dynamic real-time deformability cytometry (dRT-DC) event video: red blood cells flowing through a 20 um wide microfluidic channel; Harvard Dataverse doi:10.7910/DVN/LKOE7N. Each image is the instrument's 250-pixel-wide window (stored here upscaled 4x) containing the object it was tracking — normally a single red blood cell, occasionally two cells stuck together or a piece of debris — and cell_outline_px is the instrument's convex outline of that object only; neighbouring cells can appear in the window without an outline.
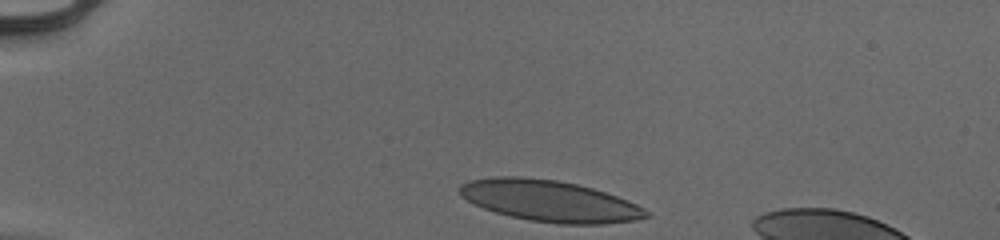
{"species": "human", "species_latin": "Homo sapiens", "temperature_condition": "cold", "stored_images_in_passage": 23, "camera_frame_rate_fps": 3000, "um_per_image_px": 0.085, "donor": {"sex": "male"}, "frame": {"image": 1, "passage_image": 1, "time_ms": 0.0, "image_size_px": [1000, 240], "cell_outline_px": [[652, 216], [636, 220], [604, 224], [556, 224], [528, 220], [496, 212], [484, 208], [460, 196], [460, 184], [472, 180], [492, 176], [520, 176], [556, 180], [576, 184], [592, 188], [628, 200], [652, 212]], "centroid_in_image_um": [46.76, 17.08], "position_along_channel_um": 38.2, "area_um2": 44.91}}
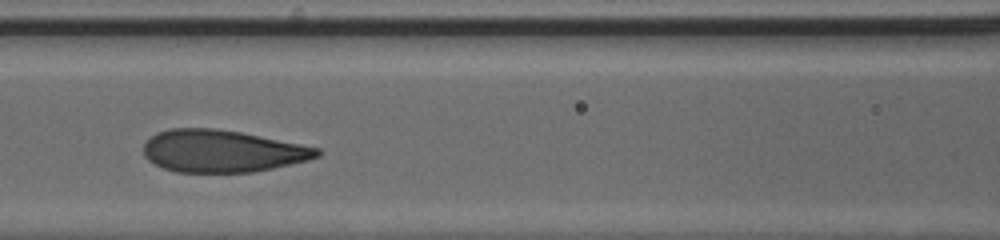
{"frame": {"image": 2, "passage_image": 14, "time_ms": 4.333, "image_size_px": [1000, 240], "cell_outline_px": [[320, 156], [308, 160], [272, 168], [252, 172], [176, 172], [164, 168], [148, 160], [144, 156], [144, 144], [156, 132], [168, 128], [216, 128], [240, 132], [320, 148]], "centroid_in_image_um": [18.86, 12.84], "position_along_channel_um": 147.7, "area_um2": 42.54}}
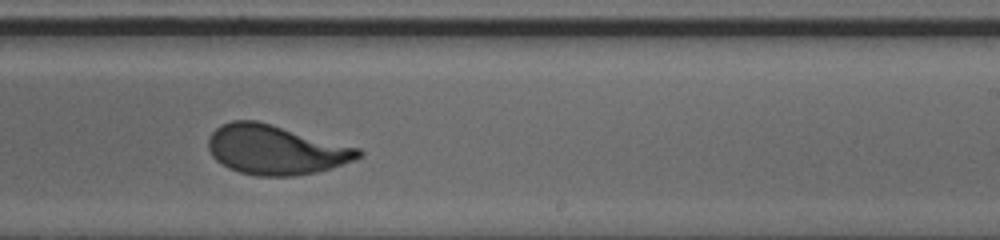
{"frame": {"image": 3, "passage_image": 23, "time_ms": 7.333, "image_size_px": [1000, 240], "cell_outline_px": [[364, 152], [356, 160], [316, 172], [292, 176], [256, 176], [240, 172], [228, 168], [216, 160], [212, 156], [208, 148], [208, 136], [220, 124], [232, 120], [256, 120], [272, 124], [360, 148]], "centroid_in_image_um": [23.41, 12.72], "position_along_channel_um": 265.6, "area_um2": 43.41}}